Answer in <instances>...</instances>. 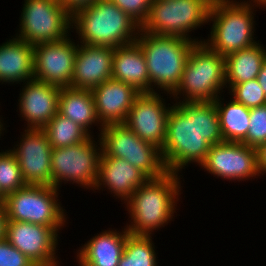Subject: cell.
<instances>
[{
    "instance_id": "6da1fadb",
    "label": "cell",
    "mask_w": 266,
    "mask_h": 266,
    "mask_svg": "<svg viewBox=\"0 0 266 266\" xmlns=\"http://www.w3.org/2000/svg\"><path fill=\"white\" fill-rule=\"evenodd\" d=\"M224 142L218 110L212 102L174 103L167 120L162 159L168 172L184 175L205 161L211 145Z\"/></svg>"
},
{
    "instance_id": "7a4b0ae2",
    "label": "cell",
    "mask_w": 266,
    "mask_h": 266,
    "mask_svg": "<svg viewBox=\"0 0 266 266\" xmlns=\"http://www.w3.org/2000/svg\"><path fill=\"white\" fill-rule=\"evenodd\" d=\"M180 178H183L181 174L166 172L161 177L148 179L134 191L123 205L130 218L125 225L130 234L154 237V232L174 221L178 202H183L184 178Z\"/></svg>"
},
{
    "instance_id": "3957f363",
    "label": "cell",
    "mask_w": 266,
    "mask_h": 266,
    "mask_svg": "<svg viewBox=\"0 0 266 266\" xmlns=\"http://www.w3.org/2000/svg\"><path fill=\"white\" fill-rule=\"evenodd\" d=\"M257 8L266 10L252 0H213L208 21L210 34L203 42L223 57L256 44Z\"/></svg>"
},
{
    "instance_id": "277c9868",
    "label": "cell",
    "mask_w": 266,
    "mask_h": 266,
    "mask_svg": "<svg viewBox=\"0 0 266 266\" xmlns=\"http://www.w3.org/2000/svg\"><path fill=\"white\" fill-rule=\"evenodd\" d=\"M79 43L116 48L136 42L141 27L111 0H96L72 15Z\"/></svg>"
},
{
    "instance_id": "5b68a950",
    "label": "cell",
    "mask_w": 266,
    "mask_h": 266,
    "mask_svg": "<svg viewBox=\"0 0 266 266\" xmlns=\"http://www.w3.org/2000/svg\"><path fill=\"white\" fill-rule=\"evenodd\" d=\"M136 42L145 56L150 92L172 94L179 86L188 55L196 44L176 36L138 33Z\"/></svg>"
},
{
    "instance_id": "8992f818",
    "label": "cell",
    "mask_w": 266,
    "mask_h": 266,
    "mask_svg": "<svg viewBox=\"0 0 266 266\" xmlns=\"http://www.w3.org/2000/svg\"><path fill=\"white\" fill-rule=\"evenodd\" d=\"M225 70V57L204 42L195 44L186 60L180 84L171 94L173 101H215L226 92Z\"/></svg>"
},
{
    "instance_id": "52a82bcc",
    "label": "cell",
    "mask_w": 266,
    "mask_h": 266,
    "mask_svg": "<svg viewBox=\"0 0 266 266\" xmlns=\"http://www.w3.org/2000/svg\"><path fill=\"white\" fill-rule=\"evenodd\" d=\"M212 2L213 0H152L148 19L141 30L201 43L204 37H193L191 34L208 25Z\"/></svg>"
},
{
    "instance_id": "ba28073f",
    "label": "cell",
    "mask_w": 266,
    "mask_h": 266,
    "mask_svg": "<svg viewBox=\"0 0 266 266\" xmlns=\"http://www.w3.org/2000/svg\"><path fill=\"white\" fill-rule=\"evenodd\" d=\"M60 194L58 188L46 185H26L8 194L3 203L7 221L51 227L60 235L69 223Z\"/></svg>"
},
{
    "instance_id": "9c48e42d",
    "label": "cell",
    "mask_w": 266,
    "mask_h": 266,
    "mask_svg": "<svg viewBox=\"0 0 266 266\" xmlns=\"http://www.w3.org/2000/svg\"><path fill=\"white\" fill-rule=\"evenodd\" d=\"M101 154L98 136H90L76 145L54 148L51 154L52 186L60 189L63 184L68 183L93 191Z\"/></svg>"
},
{
    "instance_id": "30bf717a",
    "label": "cell",
    "mask_w": 266,
    "mask_h": 266,
    "mask_svg": "<svg viewBox=\"0 0 266 266\" xmlns=\"http://www.w3.org/2000/svg\"><path fill=\"white\" fill-rule=\"evenodd\" d=\"M22 5L14 37L34 46L71 35L72 15L60 0H24Z\"/></svg>"
},
{
    "instance_id": "8fae6325",
    "label": "cell",
    "mask_w": 266,
    "mask_h": 266,
    "mask_svg": "<svg viewBox=\"0 0 266 266\" xmlns=\"http://www.w3.org/2000/svg\"><path fill=\"white\" fill-rule=\"evenodd\" d=\"M99 139L102 154L127 160L149 179L166 172L161 150L129 129L124 123L103 125Z\"/></svg>"
},
{
    "instance_id": "7c38bea8",
    "label": "cell",
    "mask_w": 266,
    "mask_h": 266,
    "mask_svg": "<svg viewBox=\"0 0 266 266\" xmlns=\"http://www.w3.org/2000/svg\"><path fill=\"white\" fill-rule=\"evenodd\" d=\"M199 170L223 181L241 182L261 178L257 148L240 142H221L211 145Z\"/></svg>"
},
{
    "instance_id": "4fadbf2b",
    "label": "cell",
    "mask_w": 266,
    "mask_h": 266,
    "mask_svg": "<svg viewBox=\"0 0 266 266\" xmlns=\"http://www.w3.org/2000/svg\"><path fill=\"white\" fill-rule=\"evenodd\" d=\"M163 95L168 96L166 97L170 99L168 101L172 100L171 104H167ZM173 104L171 94L168 93H139L128 112L124 124L142 140L152 143L161 150L165 145L167 120Z\"/></svg>"
},
{
    "instance_id": "5bb4252c",
    "label": "cell",
    "mask_w": 266,
    "mask_h": 266,
    "mask_svg": "<svg viewBox=\"0 0 266 266\" xmlns=\"http://www.w3.org/2000/svg\"><path fill=\"white\" fill-rule=\"evenodd\" d=\"M20 138L9 150L15 155L26 185L52 186L53 147L43 129L23 128Z\"/></svg>"
},
{
    "instance_id": "9a60e30c",
    "label": "cell",
    "mask_w": 266,
    "mask_h": 266,
    "mask_svg": "<svg viewBox=\"0 0 266 266\" xmlns=\"http://www.w3.org/2000/svg\"><path fill=\"white\" fill-rule=\"evenodd\" d=\"M5 238L36 266H61L57 254L60 235L53 228L29 222L6 221Z\"/></svg>"
},
{
    "instance_id": "2e32d148",
    "label": "cell",
    "mask_w": 266,
    "mask_h": 266,
    "mask_svg": "<svg viewBox=\"0 0 266 266\" xmlns=\"http://www.w3.org/2000/svg\"><path fill=\"white\" fill-rule=\"evenodd\" d=\"M71 36V37H70ZM74 35L34 45V78L59 87H70L78 42Z\"/></svg>"
},
{
    "instance_id": "e0dca14e",
    "label": "cell",
    "mask_w": 266,
    "mask_h": 266,
    "mask_svg": "<svg viewBox=\"0 0 266 266\" xmlns=\"http://www.w3.org/2000/svg\"><path fill=\"white\" fill-rule=\"evenodd\" d=\"M20 85L18 117L25 121L24 128L42 129L58 113L61 87L35 78Z\"/></svg>"
},
{
    "instance_id": "ac0fdd59",
    "label": "cell",
    "mask_w": 266,
    "mask_h": 266,
    "mask_svg": "<svg viewBox=\"0 0 266 266\" xmlns=\"http://www.w3.org/2000/svg\"><path fill=\"white\" fill-rule=\"evenodd\" d=\"M148 179L141 170L127 160L101 154L97 182L92 193L108 190L107 194L110 193V197L112 195L123 205Z\"/></svg>"
},
{
    "instance_id": "d6986e66",
    "label": "cell",
    "mask_w": 266,
    "mask_h": 266,
    "mask_svg": "<svg viewBox=\"0 0 266 266\" xmlns=\"http://www.w3.org/2000/svg\"><path fill=\"white\" fill-rule=\"evenodd\" d=\"M114 48L78 42L71 88L91 90L112 78Z\"/></svg>"
},
{
    "instance_id": "ffe728a7",
    "label": "cell",
    "mask_w": 266,
    "mask_h": 266,
    "mask_svg": "<svg viewBox=\"0 0 266 266\" xmlns=\"http://www.w3.org/2000/svg\"><path fill=\"white\" fill-rule=\"evenodd\" d=\"M96 113L102 125L124 123L136 96L132 85L114 79L91 89Z\"/></svg>"
},
{
    "instance_id": "44dd1931",
    "label": "cell",
    "mask_w": 266,
    "mask_h": 266,
    "mask_svg": "<svg viewBox=\"0 0 266 266\" xmlns=\"http://www.w3.org/2000/svg\"><path fill=\"white\" fill-rule=\"evenodd\" d=\"M99 233V234H98ZM95 233L75 251L79 266H118L127 239V228H107Z\"/></svg>"
},
{
    "instance_id": "7402d4cb",
    "label": "cell",
    "mask_w": 266,
    "mask_h": 266,
    "mask_svg": "<svg viewBox=\"0 0 266 266\" xmlns=\"http://www.w3.org/2000/svg\"><path fill=\"white\" fill-rule=\"evenodd\" d=\"M10 37L0 45V84L12 86L34 78V46Z\"/></svg>"
},
{
    "instance_id": "603a6c76",
    "label": "cell",
    "mask_w": 266,
    "mask_h": 266,
    "mask_svg": "<svg viewBox=\"0 0 266 266\" xmlns=\"http://www.w3.org/2000/svg\"><path fill=\"white\" fill-rule=\"evenodd\" d=\"M112 79L132 85L140 93L150 92L145 56L137 42L114 48Z\"/></svg>"
},
{
    "instance_id": "cb8c5ba5",
    "label": "cell",
    "mask_w": 266,
    "mask_h": 266,
    "mask_svg": "<svg viewBox=\"0 0 266 266\" xmlns=\"http://www.w3.org/2000/svg\"><path fill=\"white\" fill-rule=\"evenodd\" d=\"M58 112L80 125L91 136H95L93 130L97 126L99 136L103 125L98 119L91 90L61 87Z\"/></svg>"
},
{
    "instance_id": "d4e9b609",
    "label": "cell",
    "mask_w": 266,
    "mask_h": 266,
    "mask_svg": "<svg viewBox=\"0 0 266 266\" xmlns=\"http://www.w3.org/2000/svg\"><path fill=\"white\" fill-rule=\"evenodd\" d=\"M261 43L259 40L256 44L225 57L227 91L236 84L256 79L266 60V45Z\"/></svg>"
},
{
    "instance_id": "484cf974",
    "label": "cell",
    "mask_w": 266,
    "mask_h": 266,
    "mask_svg": "<svg viewBox=\"0 0 266 266\" xmlns=\"http://www.w3.org/2000/svg\"><path fill=\"white\" fill-rule=\"evenodd\" d=\"M224 98L223 94L214 101L222 137L227 142L242 143L246 139L250 125V108L236 102L232 97H228V101Z\"/></svg>"
},
{
    "instance_id": "4316f807",
    "label": "cell",
    "mask_w": 266,
    "mask_h": 266,
    "mask_svg": "<svg viewBox=\"0 0 266 266\" xmlns=\"http://www.w3.org/2000/svg\"><path fill=\"white\" fill-rule=\"evenodd\" d=\"M153 239L152 235L128 233L118 266H159L158 250Z\"/></svg>"
},
{
    "instance_id": "83f0119b",
    "label": "cell",
    "mask_w": 266,
    "mask_h": 266,
    "mask_svg": "<svg viewBox=\"0 0 266 266\" xmlns=\"http://www.w3.org/2000/svg\"><path fill=\"white\" fill-rule=\"evenodd\" d=\"M42 129L53 149L79 144L91 136L80 125L59 112Z\"/></svg>"
},
{
    "instance_id": "f1b7e54d",
    "label": "cell",
    "mask_w": 266,
    "mask_h": 266,
    "mask_svg": "<svg viewBox=\"0 0 266 266\" xmlns=\"http://www.w3.org/2000/svg\"><path fill=\"white\" fill-rule=\"evenodd\" d=\"M5 150V151H4ZM0 151V191L4 196L26 186L18 161L8 149Z\"/></svg>"
},
{
    "instance_id": "f546056e",
    "label": "cell",
    "mask_w": 266,
    "mask_h": 266,
    "mask_svg": "<svg viewBox=\"0 0 266 266\" xmlns=\"http://www.w3.org/2000/svg\"><path fill=\"white\" fill-rule=\"evenodd\" d=\"M226 93L247 108L266 104V95L256 79L236 84Z\"/></svg>"
},
{
    "instance_id": "4dcf8cb0",
    "label": "cell",
    "mask_w": 266,
    "mask_h": 266,
    "mask_svg": "<svg viewBox=\"0 0 266 266\" xmlns=\"http://www.w3.org/2000/svg\"><path fill=\"white\" fill-rule=\"evenodd\" d=\"M242 143L257 149L266 143V104L250 108V125Z\"/></svg>"
},
{
    "instance_id": "1f68e13d",
    "label": "cell",
    "mask_w": 266,
    "mask_h": 266,
    "mask_svg": "<svg viewBox=\"0 0 266 266\" xmlns=\"http://www.w3.org/2000/svg\"><path fill=\"white\" fill-rule=\"evenodd\" d=\"M140 27L148 19L152 0H111Z\"/></svg>"
},
{
    "instance_id": "d6a6232c",
    "label": "cell",
    "mask_w": 266,
    "mask_h": 266,
    "mask_svg": "<svg viewBox=\"0 0 266 266\" xmlns=\"http://www.w3.org/2000/svg\"><path fill=\"white\" fill-rule=\"evenodd\" d=\"M0 266H36L27 256L12 246L6 238L0 240Z\"/></svg>"
},
{
    "instance_id": "836d02e7",
    "label": "cell",
    "mask_w": 266,
    "mask_h": 266,
    "mask_svg": "<svg viewBox=\"0 0 266 266\" xmlns=\"http://www.w3.org/2000/svg\"><path fill=\"white\" fill-rule=\"evenodd\" d=\"M64 8L73 15L76 11L88 7L96 0H60Z\"/></svg>"
},
{
    "instance_id": "e575fe53",
    "label": "cell",
    "mask_w": 266,
    "mask_h": 266,
    "mask_svg": "<svg viewBox=\"0 0 266 266\" xmlns=\"http://www.w3.org/2000/svg\"><path fill=\"white\" fill-rule=\"evenodd\" d=\"M258 168L260 175H266V143L262 144L258 149Z\"/></svg>"
},
{
    "instance_id": "d590c367",
    "label": "cell",
    "mask_w": 266,
    "mask_h": 266,
    "mask_svg": "<svg viewBox=\"0 0 266 266\" xmlns=\"http://www.w3.org/2000/svg\"><path fill=\"white\" fill-rule=\"evenodd\" d=\"M256 80L258 81L264 91V94L266 95V60L263 62Z\"/></svg>"
},
{
    "instance_id": "8d00e7d4",
    "label": "cell",
    "mask_w": 266,
    "mask_h": 266,
    "mask_svg": "<svg viewBox=\"0 0 266 266\" xmlns=\"http://www.w3.org/2000/svg\"><path fill=\"white\" fill-rule=\"evenodd\" d=\"M6 221L4 205H0V240L5 238Z\"/></svg>"
},
{
    "instance_id": "74e56055",
    "label": "cell",
    "mask_w": 266,
    "mask_h": 266,
    "mask_svg": "<svg viewBox=\"0 0 266 266\" xmlns=\"http://www.w3.org/2000/svg\"><path fill=\"white\" fill-rule=\"evenodd\" d=\"M6 127H9V126H7L6 125V121H5V123H4V118L1 120V122H0V140H2L1 138V136H3L4 137V132L6 133V131H7V128Z\"/></svg>"
},
{
    "instance_id": "f35d334b",
    "label": "cell",
    "mask_w": 266,
    "mask_h": 266,
    "mask_svg": "<svg viewBox=\"0 0 266 266\" xmlns=\"http://www.w3.org/2000/svg\"><path fill=\"white\" fill-rule=\"evenodd\" d=\"M252 1L257 2L258 4H261L266 8V0H252Z\"/></svg>"
},
{
    "instance_id": "ab89813d",
    "label": "cell",
    "mask_w": 266,
    "mask_h": 266,
    "mask_svg": "<svg viewBox=\"0 0 266 266\" xmlns=\"http://www.w3.org/2000/svg\"><path fill=\"white\" fill-rule=\"evenodd\" d=\"M5 200V196L2 194V192L0 191V205H3Z\"/></svg>"
}]
</instances>
